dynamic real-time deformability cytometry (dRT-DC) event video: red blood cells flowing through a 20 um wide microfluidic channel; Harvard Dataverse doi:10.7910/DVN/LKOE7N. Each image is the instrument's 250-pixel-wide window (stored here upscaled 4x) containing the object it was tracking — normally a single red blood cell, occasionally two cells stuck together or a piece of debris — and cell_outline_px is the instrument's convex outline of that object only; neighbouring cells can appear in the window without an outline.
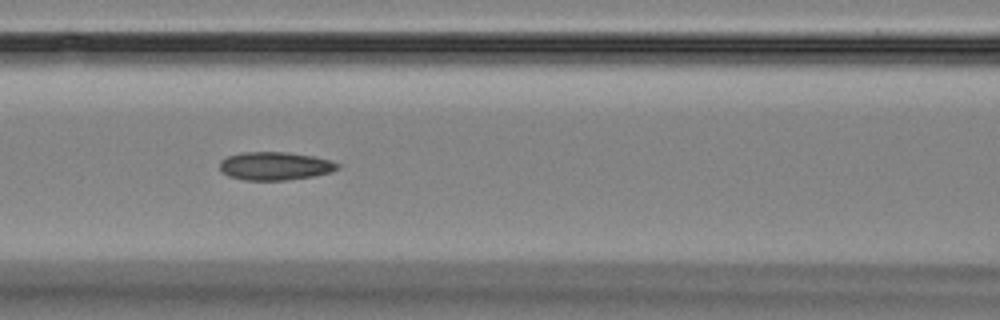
{"species": "Egyptian fruit bat (a non-hibernating species)", "species_latin": "Rousettus aegyptiacus", "temperature_condition": "room temperature", "stored_images_in_passage": 16, "camera_frame_rate_fps": 3000, "um_per_image_px": 0.085, "animal": {"sex": "female"}, "frame": {"image": 1, "passage_image": 7, "time_ms": 7.0, "image_size_px": [1000, 320], "cell_outline_px": [[344, 164], [340, 168], [332, 172], [312, 176], [284, 180], [244, 180], [228, 176], [220, 168], [220, 160], [228, 156], [240, 152], [288, 152], [312, 156]], "centroid_in_image_um": [23.4, 14.1], "position_along_channel_um": 143.2, "area_um2": 19.42}}
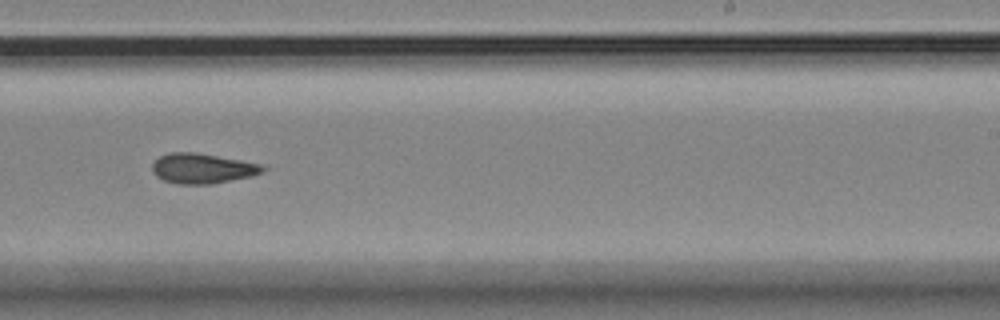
{"frame": {"image": 2, "passage_image": 10, "time_ms": 10.667, "image_size_px": [1000, 320], "cell_outline_px": [[268, 168], [252, 176], [212, 184], [176, 184], [164, 180], [156, 176], [152, 172], [152, 164], [160, 156], [168, 152], [196, 152], [240, 160], [260, 164]], "centroid_in_image_um": [17.17, 14.31], "position_along_channel_um": 271.8, "area_um2": 19.36}}
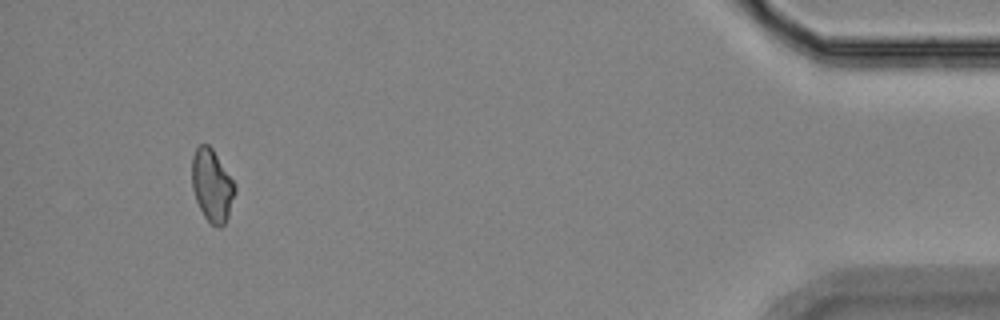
{"frame": {"image": 3, "passage_image": 15, "time_ms": 16.667, "image_size_px": [1000, 320], "cell_outline_px": [[236, 192], [228, 216], [224, 224], [220, 228], [216, 228], [204, 216], [196, 200], [192, 188], [192, 156], [196, 148], [200, 144], [208, 144], [212, 148], [236, 184]], "centroid_in_image_um": [18.03, 15.77], "position_along_channel_um": 417.2, "area_um2": 18.21}, "authors_computed_cell_mechanics": {"area_um2": 18.9295, "velocity_mm_per_s": 3.5241, "shape_relaxation_time_tau1_ms": null, "shape_relaxation_time_tau2_ms": 2.6514, "deformation_change_tau1": null, "deformation_change_tau2": 0.0827}}